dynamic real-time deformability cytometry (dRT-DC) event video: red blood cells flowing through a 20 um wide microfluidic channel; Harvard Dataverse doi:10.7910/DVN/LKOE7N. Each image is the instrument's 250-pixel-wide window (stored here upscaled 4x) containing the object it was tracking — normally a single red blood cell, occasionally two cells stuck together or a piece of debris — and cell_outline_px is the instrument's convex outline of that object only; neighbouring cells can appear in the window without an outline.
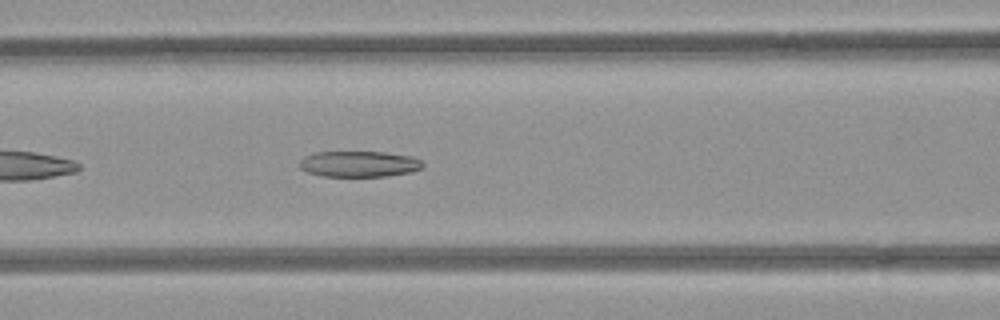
{"species": "common noctule bat (a hibernating species)", "species_latin": "Nyctalus noctula", "temperature_condition": "room temperature", "stored_images_in_passage": 38, "camera_frame_rate_fps": 3000, "um_per_image_px": 0.085, "animal": {"sex": "female", "body_mass_g": 21.9}, "frame": {"image": 1, "passage_image": 8, "time_ms": 2.333, "image_size_px": [1000, 320], "cell_outline_px": [[424, 164], [420, 168], [412, 172], [388, 176], [324, 176], [308, 172], [300, 168], [300, 160], [304, 156], [316, 152], [384, 152], [412, 156], [420, 160]], "centroid_in_image_um": [30.53, 13.93], "position_along_channel_um": 136.1, "area_um2": 18.55}}
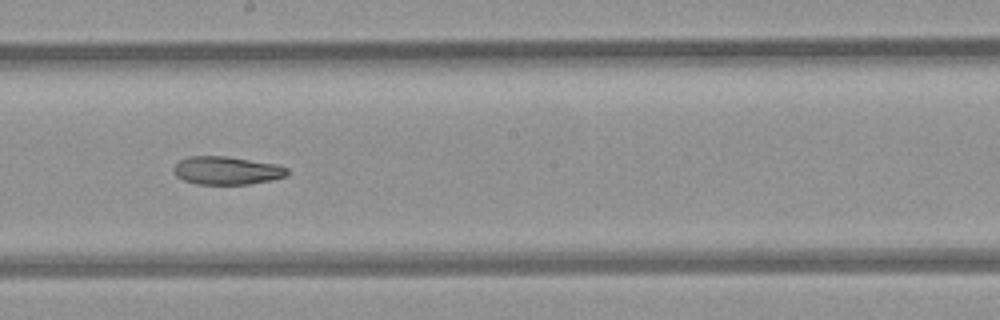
{"frame": {"image": 2, "passage_image": 15, "time_ms": 4.667, "image_size_px": [1000, 320], "cell_outline_px": [[288, 172], [284, 176], [268, 180], [248, 184], [196, 184], [184, 180], [176, 176], [172, 168], [180, 160], [188, 156], [228, 156], [276, 164], [288, 168]], "centroid_in_image_um": [19.23, 14.48], "position_along_channel_um": 229.0, "area_um2": 18.5}}
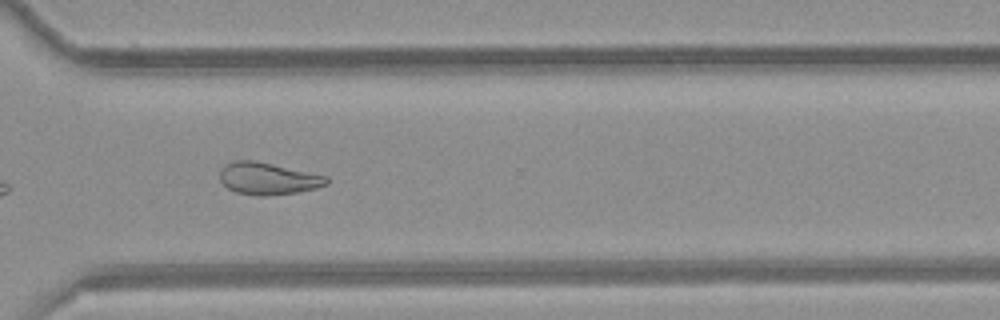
{"frame": {"image": 3, "passage_image": 24, "time_ms": 7.667, "image_size_px": [1000, 320], "cell_outline_px": [[328, 184], [316, 188], [296, 192], [268, 196], [264, 196], [236, 192], [228, 188], [220, 180], [220, 168], [224, 164], [236, 160], [252, 160], [272, 164], [328, 176]], "centroid_in_image_um": [22.76, 15.17], "position_along_channel_um": 347.8, "area_um2": 19.83}, "authors_computed_cell_mechanics": {"area_um2": 20.2878, "velocity_mm_per_s": 3.9789, "shape_relaxation_time_tau1_ms": null, "shape_relaxation_time_tau2_ms": 5.4959, "deformation_change_tau1": null, "deformation_change_tau2": 0.1224}}